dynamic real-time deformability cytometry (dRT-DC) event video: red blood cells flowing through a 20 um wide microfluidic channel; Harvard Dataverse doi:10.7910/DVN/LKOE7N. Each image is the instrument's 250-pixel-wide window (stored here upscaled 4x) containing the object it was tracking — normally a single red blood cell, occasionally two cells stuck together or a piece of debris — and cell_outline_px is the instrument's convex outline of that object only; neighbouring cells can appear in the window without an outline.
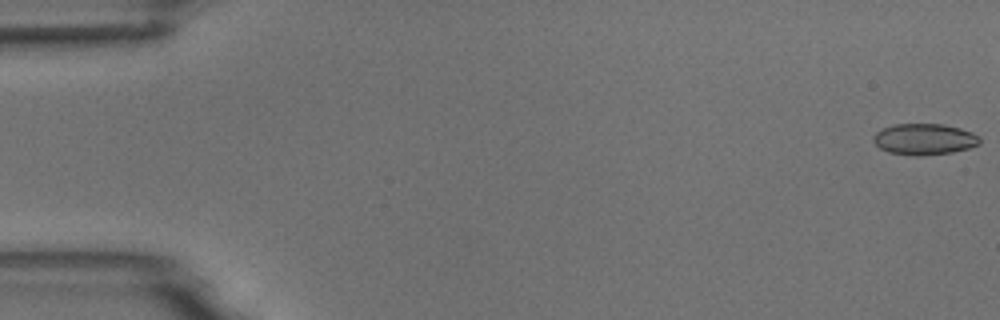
{"species": "common noctule bat (a hibernating species)", "species_latin": "Nyctalus noctula", "temperature_condition": "room temperature", "stored_images_in_passage": 6, "camera_frame_rate_fps": 3000, "um_per_image_px": 0.085, "animal": {"sex": "male", "body_mass_g": 18.8}, "frame": {"image": 1, "passage_image": 1, "time_ms": 0.0, "image_size_px": [1000, 320], "cell_outline_px": [[980, 144], [968, 148], [952, 152], [920, 156], [912, 156], [888, 152], [880, 148], [872, 140], [872, 136], [876, 132], [892, 124], [944, 124], [960, 128], [972, 132], [980, 136]], "centroid_in_image_um": [78.56, 11.83], "position_along_channel_um": 6.4, "area_um2": 19.48}}
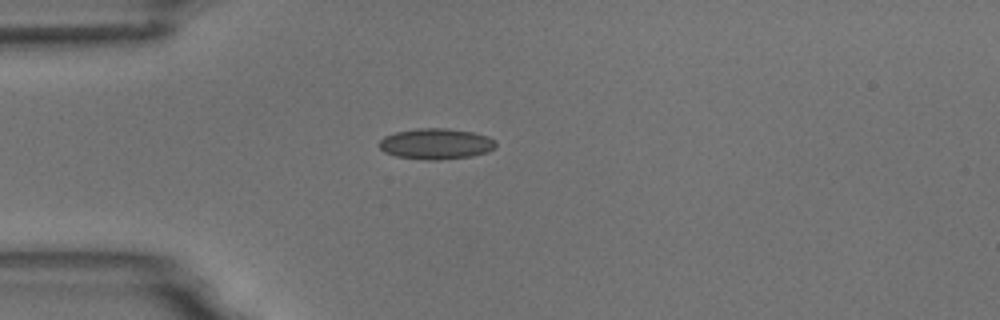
{"frame": {"image": 2, "passage_image": 5, "time_ms": 4.667, "image_size_px": [1000, 320], "cell_outline_px": [[496, 148], [488, 152], [472, 156], [436, 160], [424, 160], [396, 156], [384, 152], [376, 144], [384, 136], [396, 132], [416, 128], [444, 128], [472, 132], [488, 136], [496, 140]], "centroid_in_image_um": [37.05, 12.23], "position_along_channel_um": 47.9, "area_um2": 21.15}}